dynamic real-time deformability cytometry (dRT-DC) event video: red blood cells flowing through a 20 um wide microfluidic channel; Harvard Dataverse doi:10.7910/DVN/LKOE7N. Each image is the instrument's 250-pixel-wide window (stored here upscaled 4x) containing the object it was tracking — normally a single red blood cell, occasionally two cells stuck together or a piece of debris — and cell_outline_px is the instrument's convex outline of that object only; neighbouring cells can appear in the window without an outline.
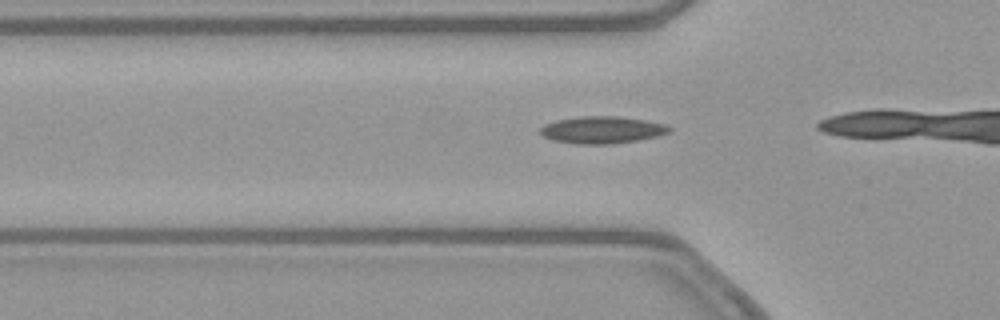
{"species": "common noctule bat (a hibernating species)", "species_latin": "Nyctalus noctula", "temperature_condition": "warm", "stored_images_in_passage": 21, "camera_frame_rate_fps": 3000, "um_per_image_px": 0.085, "animal": {"sex": "female", "body_mass_g": 21.9}, "frame": {"image": 1, "passage_image": 12, "time_ms": 3.667, "image_size_px": [1000, 320], "cell_outline_px": [[672, 132], [656, 136], [636, 140], [608, 144], [576, 144], [552, 140], [544, 136], [540, 132], [540, 128], [544, 124], [556, 120], [580, 116], [620, 116], [644, 120], [664, 124], [672, 128]], "centroid_in_image_um": [51.16, 11.03], "position_along_channel_um": 74.6, "area_um2": 20.35}}
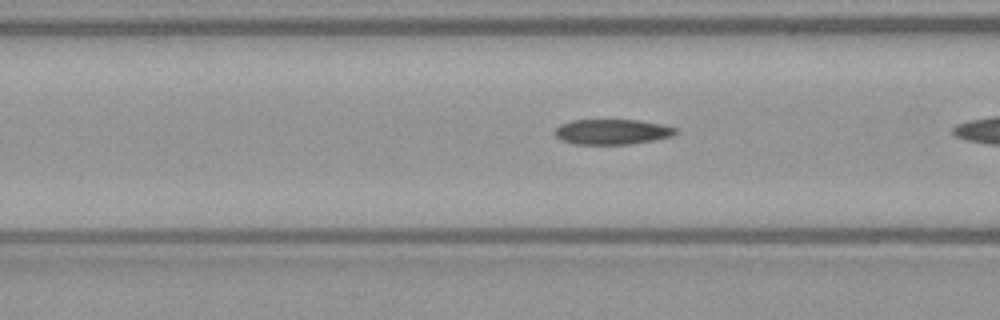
{"frame": {"image": 2, "passage_image": 15, "time_ms": 4.667, "image_size_px": [1000, 320], "cell_outline_px": [[680, 132], [672, 136], [656, 140], [628, 144], [576, 144], [560, 140], [552, 132], [560, 124], [572, 120], [640, 120], [660, 124], [676, 128]], "centroid_in_image_um": [52.03, 11.2], "position_along_channel_um": 114.6, "area_um2": 17.92}}